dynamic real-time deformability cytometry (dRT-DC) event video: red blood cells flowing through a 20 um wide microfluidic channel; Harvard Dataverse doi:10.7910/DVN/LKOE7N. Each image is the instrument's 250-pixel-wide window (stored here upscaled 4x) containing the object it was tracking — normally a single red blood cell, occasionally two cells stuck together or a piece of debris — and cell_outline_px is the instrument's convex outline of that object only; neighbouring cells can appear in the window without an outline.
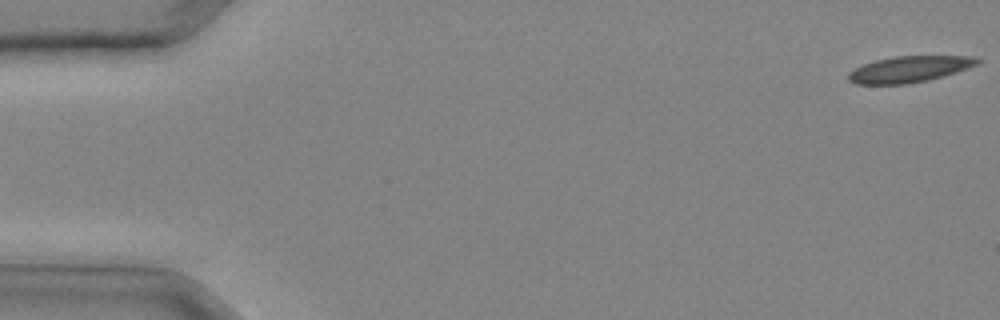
{"species": "common noctule bat (a hibernating species)", "species_latin": "Nyctalus noctula", "temperature_condition": "cold", "stored_images_in_passage": 30, "camera_frame_rate_fps": 3000, "um_per_image_px": 0.085, "animal": {"sex": "male", "body_mass_g": 20.4}, "frame": {"image": 1, "passage_image": 1, "time_ms": 0.0, "image_size_px": [1000, 320], "cell_outline_px": [[984, 60], [980, 64], [944, 76], [928, 80], [908, 84], [856, 84], [848, 80], [848, 72], [864, 64], [876, 60], [896, 56], [972, 56]], "centroid_in_image_um": [77.34, 5.88], "position_along_channel_um": 7.7, "area_um2": 19.77}}
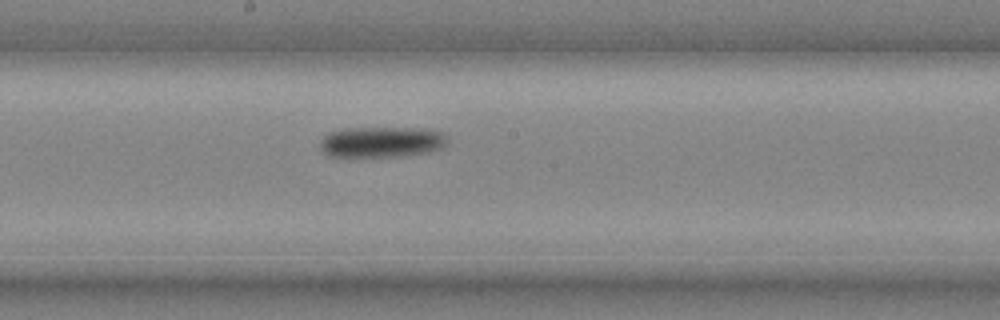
{"frame": {"image": 2, "passage_image": 18, "time_ms": 5.667, "image_size_px": [1000, 320], "cell_outline_px": [[448, 144], [444, 148], [428, 152], [400, 156], [344, 160], [328, 156], [320, 148], [320, 140], [328, 132], [344, 128], [416, 128], [440, 132], [444, 136]], "centroid_in_image_um": [32.32, 12.12], "position_along_channel_um": 215.9, "area_um2": 23.76}}
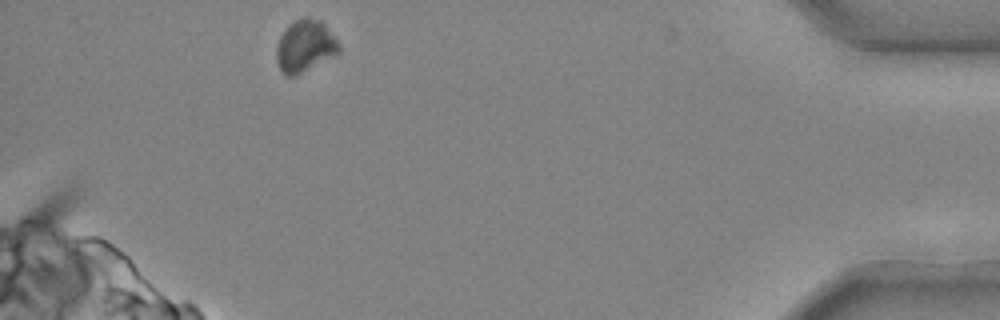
{"frame": {"image": 3, "passage_image": 30, "time_ms": 9.667, "image_size_px": [1000, 320], "cell_outline_px": [[340, 52], [336, 56], [296, 76], [284, 76], [276, 60], [276, 44], [280, 36], [296, 20], [304, 16], [308, 16], [320, 20], [324, 24], [340, 44]], "centroid_in_image_um": [25.95, 3.95], "position_along_channel_um": 409.3, "area_um2": 19.13}}